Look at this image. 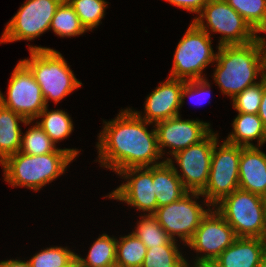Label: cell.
<instances>
[{
  "label": "cell",
  "mask_w": 266,
  "mask_h": 267,
  "mask_svg": "<svg viewBox=\"0 0 266 267\" xmlns=\"http://www.w3.org/2000/svg\"><path fill=\"white\" fill-rule=\"evenodd\" d=\"M213 79L223 94L234 98L266 75L263 48L259 38L243 45L217 46ZM259 74V75H258Z\"/></svg>",
  "instance_id": "7a4b0ae2"
},
{
  "label": "cell",
  "mask_w": 266,
  "mask_h": 267,
  "mask_svg": "<svg viewBox=\"0 0 266 267\" xmlns=\"http://www.w3.org/2000/svg\"><path fill=\"white\" fill-rule=\"evenodd\" d=\"M265 254V239L238 237L214 263L219 267H257Z\"/></svg>",
  "instance_id": "ac0fdd59"
},
{
  "label": "cell",
  "mask_w": 266,
  "mask_h": 267,
  "mask_svg": "<svg viewBox=\"0 0 266 267\" xmlns=\"http://www.w3.org/2000/svg\"><path fill=\"white\" fill-rule=\"evenodd\" d=\"M76 253L67 247H49L41 250L29 260L31 267H65Z\"/></svg>",
  "instance_id": "4dcf8cb0"
},
{
  "label": "cell",
  "mask_w": 266,
  "mask_h": 267,
  "mask_svg": "<svg viewBox=\"0 0 266 267\" xmlns=\"http://www.w3.org/2000/svg\"><path fill=\"white\" fill-rule=\"evenodd\" d=\"M73 7L85 29L96 28L103 17L108 3L105 0H67Z\"/></svg>",
  "instance_id": "f1b7e54d"
},
{
  "label": "cell",
  "mask_w": 266,
  "mask_h": 267,
  "mask_svg": "<svg viewBox=\"0 0 266 267\" xmlns=\"http://www.w3.org/2000/svg\"><path fill=\"white\" fill-rule=\"evenodd\" d=\"M0 267H31L29 261H22V260H6L0 261Z\"/></svg>",
  "instance_id": "d590c367"
},
{
  "label": "cell",
  "mask_w": 266,
  "mask_h": 267,
  "mask_svg": "<svg viewBox=\"0 0 266 267\" xmlns=\"http://www.w3.org/2000/svg\"><path fill=\"white\" fill-rule=\"evenodd\" d=\"M65 267H84L82 261L77 256V254L72 258V260L66 264Z\"/></svg>",
  "instance_id": "74e56055"
},
{
  "label": "cell",
  "mask_w": 266,
  "mask_h": 267,
  "mask_svg": "<svg viewBox=\"0 0 266 267\" xmlns=\"http://www.w3.org/2000/svg\"><path fill=\"white\" fill-rule=\"evenodd\" d=\"M180 116L154 124L162 156L165 154L163 148H172L169 152L173 156L176 152L199 143L212 131L210 123L200 120H182Z\"/></svg>",
  "instance_id": "9a60e30c"
},
{
  "label": "cell",
  "mask_w": 266,
  "mask_h": 267,
  "mask_svg": "<svg viewBox=\"0 0 266 267\" xmlns=\"http://www.w3.org/2000/svg\"><path fill=\"white\" fill-rule=\"evenodd\" d=\"M28 46L30 58L20 61L33 74L47 107L49 100L52 99L57 104L82 86L60 52L47 47Z\"/></svg>",
  "instance_id": "277c9868"
},
{
  "label": "cell",
  "mask_w": 266,
  "mask_h": 267,
  "mask_svg": "<svg viewBox=\"0 0 266 267\" xmlns=\"http://www.w3.org/2000/svg\"><path fill=\"white\" fill-rule=\"evenodd\" d=\"M210 90V84L208 83L207 79H197V80H188L185 81V83L183 84L182 90H181V107L183 105L184 99L185 97H187V95L191 98H195L198 96H203V99L205 97L204 100L206 99H210L207 98L211 93L209 92ZM195 94V95H194ZM207 96V97H206ZM202 99V98H200ZM200 99L198 100L197 98V102L196 104H203V102L200 101Z\"/></svg>",
  "instance_id": "d6a6232c"
},
{
  "label": "cell",
  "mask_w": 266,
  "mask_h": 267,
  "mask_svg": "<svg viewBox=\"0 0 266 267\" xmlns=\"http://www.w3.org/2000/svg\"><path fill=\"white\" fill-rule=\"evenodd\" d=\"M174 53L169 77L188 80L205 79L202 72L216 61L211 37L194 21H191Z\"/></svg>",
  "instance_id": "8992f818"
},
{
  "label": "cell",
  "mask_w": 266,
  "mask_h": 267,
  "mask_svg": "<svg viewBox=\"0 0 266 267\" xmlns=\"http://www.w3.org/2000/svg\"><path fill=\"white\" fill-rule=\"evenodd\" d=\"M51 29L60 37L82 35L87 31L67 0H63L58 6L50 23Z\"/></svg>",
  "instance_id": "d4e9b609"
},
{
  "label": "cell",
  "mask_w": 266,
  "mask_h": 267,
  "mask_svg": "<svg viewBox=\"0 0 266 267\" xmlns=\"http://www.w3.org/2000/svg\"><path fill=\"white\" fill-rule=\"evenodd\" d=\"M237 238L233 228L213 207L202 219L187 245L198 254L204 253L197 256L194 262H214Z\"/></svg>",
  "instance_id": "4fadbf2b"
},
{
  "label": "cell",
  "mask_w": 266,
  "mask_h": 267,
  "mask_svg": "<svg viewBox=\"0 0 266 267\" xmlns=\"http://www.w3.org/2000/svg\"><path fill=\"white\" fill-rule=\"evenodd\" d=\"M120 240V241H119ZM117 240L116 267H142L147 248L133 233Z\"/></svg>",
  "instance_id": "484cf974"
},
{
  "label": "cell",
  "mask_w": 266,
  "mask_h": 267,
  "mask_svg": "<svg viewBox=\"0 0 266 267\" xmlns=\"http://www.w3.org/2000/svg\"><path fill=\"white\" fill-rule=\"evenodd\" d=\"M190 263H186V267H190ZM193 267H219L216 263L214 262H194Z\"/></svg>",
  "instance_id": "8d00e7d4"
},
{
  "label": "cell",
  "mask_w": 266,
  "mask_h": 267,
  "mask_svg": "<svg viewBox=\"0 0 266 267\" xmlns=\"http://www.w3.org/2000/svg\"><path fill=\"white\" fill-rule=\"evenodd\" d=\"M215 206V210L233 228L237 237L266 238L264 197L237 189Z\"/></svg>",
  "instance_id": "5b68a950"
},
{
  "label": "cell",
  "mask_w": 266,
  "mask_h": 267,
  "mask_svg": "<svg viewBox=\"0 0 266 267\" xmlns=\"http://www.w3.org/2000/svg\"><path fill=\"white\" fill-rule=\"evenodd\" d=\"M217 140L218 134L211 131L199 143L176 152L173 158L182 171L180 174L173 163L174 161L171 158L166 159L174 167L182 184L189 192H201L206 187L213 147Z\"/></svg>",
  "instance_id": "8fae6325"
},
{
  "label": "cell",
  "mask_w": 266,
  "mask_h": 267,
  "mask_svg": "<svg viewBox=\"0 0 266 267\" xmlns=\"http://www.w3.org/2000/svg\"><path fill=\"white\" fill-rule=\"evenodd\" d=\"M117 239L102 234L91 245L85 258L77 255L84 267H116Z\"/></svg>",
  "instance_id": "7402d4cb"
},
{
  "label": "cell",
  "mask_w": 266,
  "mask_h": 267,
  "mask_svg": "<svg viewBox=\"0 0 266 267\" xmlns=\"http://www.w3.org/2000/svg\"><path fill=\"white\" fill-rule=\"evenodd\" d=\"M258 116L262 120V123L266 128V75L263 77V95L258 111Z\"/></svg>",
  "instance_id": "e575fe53"
},
{
  "label": "cell",
  "mask_w": 266,
  "mask_h": 267,
  "mask_svg": "<svg viewBox=\"0 0 266 267\" xmlns=\"http://www.w3.org/2000/svg\"><path fill=\"white\" fill-rule=\"evenodd\" d=\"M63 0H26L7 23L0 44L13 41H31L47 30Z\"/></svg>",
  "instance_id": "9c48e42d"
},
{
  "label": "cell",
  "mask_w": 266,
  "mask_h": 267,
  "mask_svg": "<svg viewBox=\"0 0 266 267\" xmlns=\"http://www.w3.org/2000/svg\"><path fill=\"white\" fill-rule=\"evenodd\" d=\"M152 179L158 208L181 199L189 192L168 161L152 166Z\"/></svg>",
  "instance_id": "d6986e66"
},
{
  "label": "cell",
  "mask_w": 266,
  "mask_h": 267,
  "mask_svg": "<svg viewBox=\"0 0 266 267\" xmlns=\"http://www.w3.org/2000/svg\"><path fill=\"white\" fill-rule=\"evenodd\" d=\"M193 21L209 36L211 31L222 34L219 47L243 45L258 38V33L225 0H209Z\"/></svg>",
  "instance_id": "52a82bcc"
},
{
  "label": "cell",
  "mask_w": 266,
  "mask_h": 267,
  "mask_svg": "<svg viewBox=\"0 0 266 267\" xmlns=\"http://www.w3.org/2000/svg\"><path fill=\"white\" fill-rule=\"evenodd\" d=\"M7 98L0 91V103L27 121H34L47 106L30 70L19 61L11 73Z\"/></svg>",
  "instance_id": "7c38bea8"
},
{
  "label": "cell",
  "mask_w": 266,
  "mask_h": 267,
  "mask_svg": "<svg viewBox=\"0 0 266 267\" xmlns=\"http://www.w3.org/2000/svg\"><path fill=\"white\" fill-rule=\"evenodd\" d=\"M166 1L179 8L185 9L193 13H197L199 15L203 7L207 4L209 0H166Z\"/></svg>",
  "instance_id": "836d02e7"
},
{
  "label": "cell",
  "mask_w": 266,
  "mask_h": 267,
  "mask_svg": "<svg viewBox=\"0 0 266 267\" xmlns=\"http://www.w3.org/2000/svg\"><path fill=\"white\" fill-rule=\"evenodd\" d=\"M187 260L177 246L148 248L142 267H186Z\"/></svg>",
  "instance_id": "83f0119b"
},
{
  "label": "cell",
  "mask_w": 266,
  "mask_h": 267,
  "mask_svg": "<svg viewBox=\"0 0 266 267\" xmlns=\"http://www.w3.org/2000/svg\"><path fill=\"white\" fill-rule=\"evenodd\" d=\"M218 149V150H217ZM242 146L215 142L206 187L200 192L205 205L215 207L224 197L239 189V162Z\"/></svg>",
  "instance_id": "ba28073f"
},
{
  "label": "cell",
  "mask_w": 266,
  "mask_h": 267,
  "mask_svg": "<svg viewBox=\"0 0 266 267\" xmlns=\"http://www.w3.org/2000/svg\"><path fill=\"white\" fill-rule=\"evenodd\" d=\"M258 38H259L261 45H262V48H263L264 69H265V73H266V40H265V38H263L261 36H258Z\"/></svg>",
  "instance_id": "f35d334b"
},
{
  "label": "cell",
  "mask_w": 266,
  "mask_h": 267,
  "mask_svg": "<svg viewBox=\"0 0 266 267\" xmlns=\"http://www.w3.org/2000/svg\"><path fill=\"white\" fill-rule=\"evenodd\" d=\"M260 78L257 84L247 87L232 98L233 108L237 112L258 114L263 95V77L260 76Z\"/></svg>",
  "instance_id": "1f68e13d"
},
{
  "label": "cell",
  "mask_w": 266,
  "mask_h": 267,
  "mask_svg": "<svg viewBox=\"0 0 266 267\" xmlns=\"http://www.w3.org/2000/svg\"><path fill=\"white\" fill-rule=\"evenodd\" d=\"M257 32L266 33V0H225Z\"/></svg>",
  "instance_id": "4316f807"
},
{
  "label": "cell",
  "mask_w": 266,
  "mask_h": 267,
  "mask_svg": "<svg viewBox=\"0 0 266 267\" xmlns=\"http://www.w3.org/2000/svg\"><path fill=\"white\" fill-rule=\"evenodd\" d=\"M233 131L225 140L243 147L256 146L251 141L257 139L259 147L266 142V128L258 114L239 113L232 123ZM262 145V146H261Z\"/></svg>",
  "instance_id": "44dd1931"
},
{
  "label": "cell",
  "mask_w": 266,
  "mask_h": 267,
  "mask_svg": "<svg viewBox=\"0 0 266 267\" xmlns=\"http://www.w3.org/2000/svg\"><path fill=\"white\" fill-rule=\"evenodd\" d=\"M78 149H56L44 155L18 152L8 156L1 165L4 180L13 187H26L34 191L64 174L68 164L78 155Z\"/></svg>",
  "instance_id": "3957f363"
},
{
  "label": "cell",
  "mask_w": 266,
  "mask_h": 267,
  "mask_svg": "<svg viewBox=\"0 0 266 267\" xmlns=\"http://www.w3.org/2000/svg\"><path fill=\"white\" fill-rule=\"evenodd\" d=\"M57 149L55 143L48 137L39 124L31 127L26 131L21 139V153L28 155H44L54 152Z\"/></svg>",
  "instance_id": "f546056e"
},
{
  "label": "cell",
  "mask_w": 266,
  "mask_h": 267,
  "mask_svg": "<svg viewBox=\"0 0 266 267\" xmlns=\"http://www.w3.org/2000/svg\"><path fill=\"white\" fill-rule=\"evenodd\" d=\"M19 122L27 126L32 121L25 120L18 113L0 103V164L8 156L20 151L22 131L19 127Z\"/></svg>",
  "instance_id": "ffe728a7"
},
{
  "label": "cell",
  "mask_w": 266,
  "mask_h": 267,
  "mask_svg": "<svg viewBox=\"0 0 266 267\" xmlns=\"http://www.w3.org/2000/svg\"><path fill=\"white\" fill-rule=\"evenodd\" d=\"M259 146L243 147L239 162V189L266 195V154Z\"/></svg>",
  "instance_id": "e0dca14e"
},
{
  "label": "cell",
  "mask_w": 266,
  "mask_h": 267,
  "mask_svg": "<svg viewBox=\"0 0 266 267\" xmlns=\"http://www.w3.org/2000/svg\"><path fill=\"white\" fill-rule=\"evenodd\" d=\"M185 80L169 77L165 82L160 83L151 94L148 95L145 105L144 114L139 111H133L138 117L149 122L157 123L169 118L179 116L181 107V90Z\"/></svg>",
  "instance_id": "2e32d148"
},
{
  "label": "cell",
  "mask_w": 266,
  "mask_h": 267,
  "mask_svg": "<svg viewBox=\"0 0 266 267\" xmlns=\"http://www.w3.org/2000/svg\"><path fill=\"white\" fill-rule=\"evenodd\" d=\"M144 215L140 216L141 220L132 233L143 242L147 249L156 246H177V240L169 237L153 215L145 213Z\"/></svg>",
  "instance_id": "cb8c5ba5"
},
{
  "label": "cell",
  "mask_w": 266,
  "mask_h": 267,
  "mask_svg": "<svg viewBox=\"0 0 266 267\" xmlns=\"http://www.w3.org/2000/svg\"><path fill=\"white\" fill-rule=\"evenodd\" d=\"M118 175L128 179L127 182L105 197L123 201L139 211L148 212L147 215H153L158 206L154 193L152 166L128 168L120 171Z\"/></svg>",
  "instance_id": "5bb4252c"
},
{
  "label": "cell",
  "mask_w": 266,
  "mask_h": 267,
  "mask_svg": "<svg viewBox=\"0 0 266 267\" xmlns=\"http://www.w3.org/2000/svg\"><path fill=\"white\" fill-rule=\"evenodd\" d=\"M257 267H266V254L263 256Z\"/></svg>",
  "instance_id": "ab89813d"
},
{
  "label": "cell",
  "mask_w": 266,
  "mask_h": 267,
  "mask_svg": "<svg viewBox=\"0 0 266 267\" xmlns=\"http://www.w3.org/2000/svg\"><path fill=\"white\" fill-rule=\"evenodd\" d=\"M37 118H42L41 122L36 123L55 144L67 138L74 128L71 117L63 110L49 111L46 106Z\"/></svg>",
  "instance_id": "603a6c76"
},
{
  "label": "cell",
  "mask_w": 266,
  "mask_h": 267,
  "mask_svg": "<svg viewBox=\"0 0 266 267\" xmlns=\"http://www.w3.org/2000/svg\"><path fill=\"white\" fill-rule=\"evenodd\" d=\"M191 194V195H190ZM200 192H188L181 199L157 208L153 216L172 240L179 237L185 245L191 240L202 219L211 210L202 208L195 199ZM194 199V200H193Z\"/></svg>",
  "instance_id": "30bf717a"
},
{
  "label": "cell",
  "mask_w": 266,
  "mask_h": 267,
  "mask_svg": "<svg viewBox=\"0 0 266 267\" xmlns=\"http://www.w3.org/2000/svg\"><path fill=\"white\" fill-rule=\"evenodd\" d=\"M264 201H265V209H266V195L264 196Z\"/></svg>",
  "instance_id": "60d3db41"
},
{
  "label": "cell",
  "mask_w": 266,
  "mask_h": 267,
  "mask_svg": "<svg viewBox=\"0 0 266 267\" xmlns=\"http://www.w3.org/2000/svg\"><path fill=\"white\" fill-rule=\"evenodd\" d=\"M111 121H105L96 147L101 167L117 174L132 167H150L162 164L156 129L150 132L149 123L138 117L131 108L121 109ZM158 160V162H157Z\"/></svg>",
  "instance_id": "6da1fadb"
}]
</instances>
